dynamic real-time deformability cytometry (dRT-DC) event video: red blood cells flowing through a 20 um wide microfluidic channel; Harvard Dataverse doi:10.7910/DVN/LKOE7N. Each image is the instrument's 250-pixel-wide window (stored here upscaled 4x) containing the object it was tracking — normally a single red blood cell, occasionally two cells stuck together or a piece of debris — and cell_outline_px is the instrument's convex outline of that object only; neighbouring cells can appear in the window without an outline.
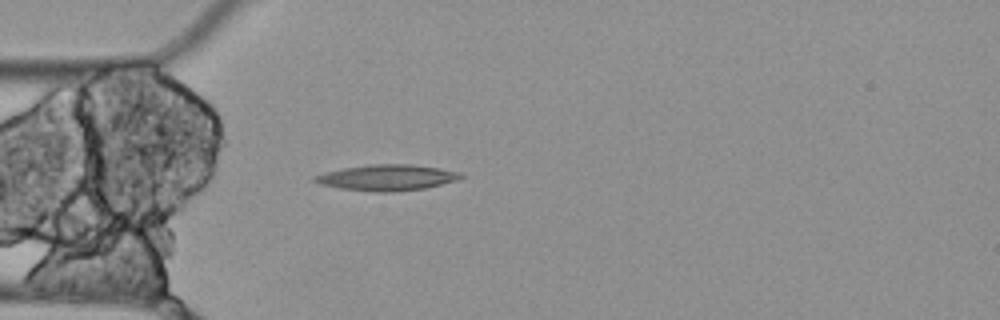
{"species": "Egyptian fruit bat (a non-hibernating species)", "species_latin": "Rousettus aegyptiacus", "temperature_condition": "cold", "stored_images_in_passage": 1, "camera_frame_rate_fps": 3000, "um_per_image_px": 0.085, "animal": {"sex": "female"}, "frame": {"image": 1, "passage_image": 1, "time_ms": 0.0, "image_size_px": [1000, 320], "cell_outline_px": [[464, 176], [456, 180], [424, 188], [392, 192], [376, 192], [340, 188], [320, 184], [312, 180], [312, 176], [344, 168], [368, 164], [412, 164], [440, 168], [460, 172]], "centroid_in_image_um": [32.88, 15.09], "position_along_channel_um": 52.1, "area_um2": 21.91}}